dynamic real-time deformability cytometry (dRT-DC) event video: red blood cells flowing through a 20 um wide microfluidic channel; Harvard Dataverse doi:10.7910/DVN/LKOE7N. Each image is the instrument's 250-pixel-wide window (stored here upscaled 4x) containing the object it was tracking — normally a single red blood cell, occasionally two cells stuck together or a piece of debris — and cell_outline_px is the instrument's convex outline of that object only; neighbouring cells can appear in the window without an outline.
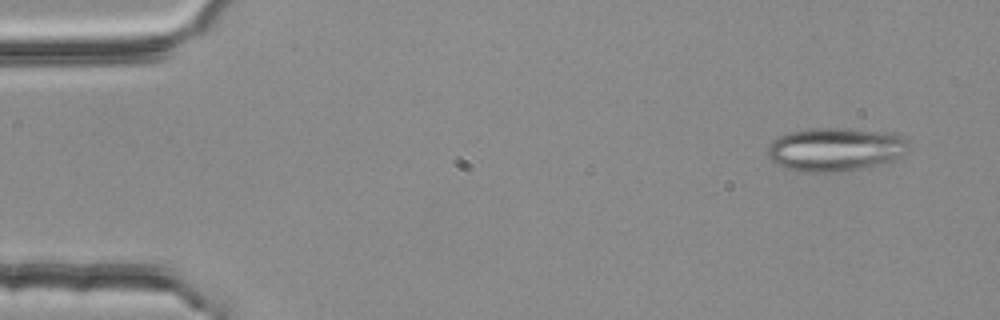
{"species": "common noctule bat (a hibernating species)", "species_latin": "Nyctalus noctula", "temperature_condition": "room temperature", "stored_images_in_passage": 4, "camera_frame_rate_fps": 3000, "um_per_image_px": 0.085, "animal": {"sex": "female", "body_mass_g": 25.1}, "frame": {"image": 1, "passage_image": 1, "time_ms": 0.0, "image_size_px": [1000, 320], "cell_outline_px": [[908, 144], [904, 152], [900, 156], [892, 160], [860, 168], [836, 172], [800, 172], [784, 168], [776, 164], [768, 156], [768, 144], [772, 140], [780, 136], [792, 132], [808, 128], [844, 128], [892, 132], [908, 140]], "centroid_in_image_um": [70.96, 12.69], "position_along_channel_um": 14.0, "area_um2": 35.66}}